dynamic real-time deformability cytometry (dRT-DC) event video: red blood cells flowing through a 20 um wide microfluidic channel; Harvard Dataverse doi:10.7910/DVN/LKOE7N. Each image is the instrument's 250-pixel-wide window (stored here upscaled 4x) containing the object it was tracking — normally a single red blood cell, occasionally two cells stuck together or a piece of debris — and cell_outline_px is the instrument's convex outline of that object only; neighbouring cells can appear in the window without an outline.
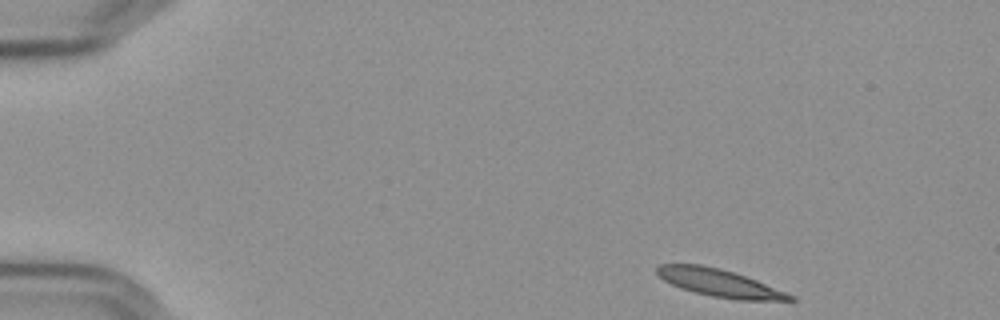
{"species": "Egyptian fruit bat (a non-hibernating species)", "species_latin": "Rousettus aegyptiacus", "temperature_condition": "cold", "stored_images_in_passage": 51, "camera_frame_rate_fps": 3000, "um_per_image_px": 0.085, "frame": {"image": 1, "passage_image": 1, "time_ms": 0.0, "image_size_px": [1000, 320], "cell_outline_px": [[796, 300], [736, 300], [712, 296], [680, 288], [664, 280], [656, 272], [656, 268], [660, 264], [700, 264], [732, 272], [756, 280], [796, 296]], "centroid_in_image_um": [61.15, 24.05], "position_along_channel_um": 23.9, "area_um2": 20.98}}
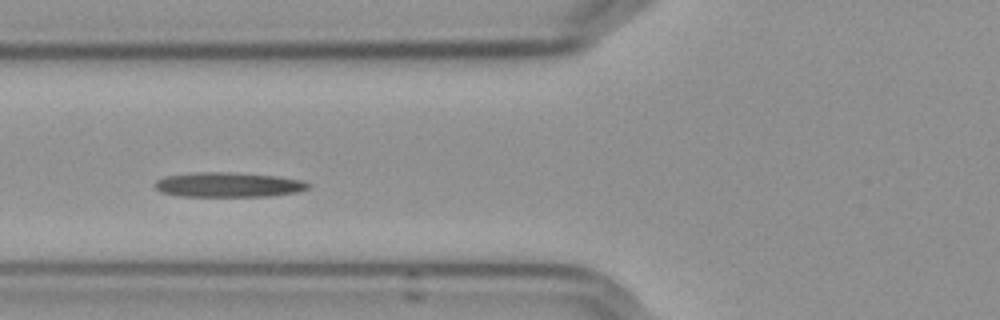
{"frame": {"image": 2, "passage_image": 16, "time_ms": 5.0, "image_size_px": [1000, 320], "cell_outline_px": [[312, 188], [300, 192], [272, 196], [180, 196], [160, 192], [156, 188], [156, 180], [164, 176], [192, 172], [232, 172], [276, 176], [304, 180], [312, 184]], "centroid_in_image_um": [19.48, 15.7], "position_along_channel_um": 106.3, "area_um2": 22.48}}
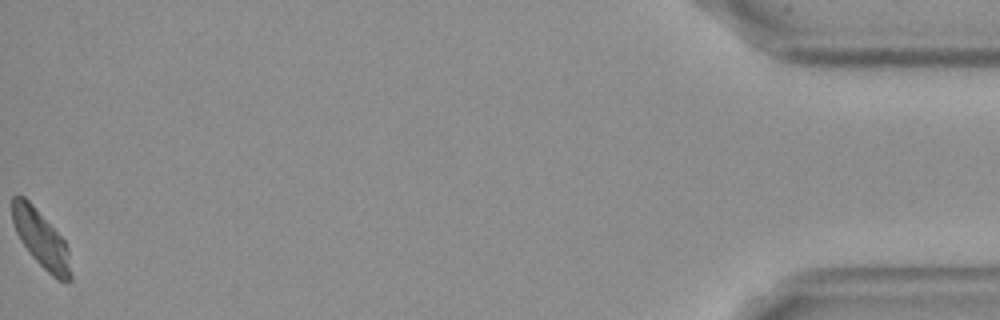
{"frame": {"image": 3, "passage_image": 51, "time_ms": 16.667, "image_size_px": [1000, 320], "cell_outline_px": [[72, 280], [56, 280], [28, 252], [20, 240], [16, 232], [12, 220], [12, 196], [24, 196], [32, 204], [64, 240], [68, 248], [72, 276]], "centroid_in_image_um": [3.49, 20.33], "position_along_channel_um": 431.7, "area_um2": 19.25}}